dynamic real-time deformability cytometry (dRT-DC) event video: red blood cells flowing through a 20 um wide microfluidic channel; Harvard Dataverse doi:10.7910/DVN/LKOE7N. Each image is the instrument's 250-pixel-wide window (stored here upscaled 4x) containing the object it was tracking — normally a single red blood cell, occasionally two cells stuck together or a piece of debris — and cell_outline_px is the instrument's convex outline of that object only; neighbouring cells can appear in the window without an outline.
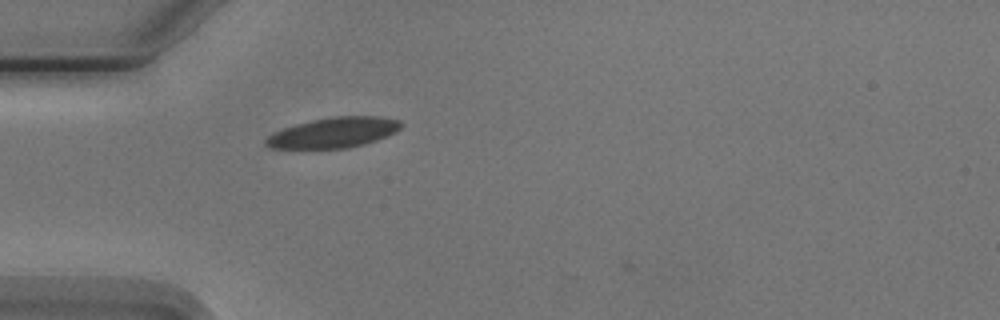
{"species": "Egyptian fruit bat (a non-hibernating species)", "species_latin": "Rousettus aegyptiacus", "temperature_condition": "cold", "stored_images_in_passage": 2, "camera_frame_rate_fps": 3000, "um_per_image_px": 0.085, "animal": {"sex": "male"}, "frame": {"image": 1, "passage_image": 2, "time_ms": 1.0, "image_size_px": [1000, 320], "cell_outline_px": [[404, 124], [396, 132], [388, 136], [364, 144], [348, 148], [272, 148], [264, 144], [264, 140], [268, 136], [284, 128], [296, 124], [312, 120], [332, 116], [380, 116], [400, 120]], "centroid_in_image_um": [28.41, 11.26], "position_along_channel_um": 56.6, "area_um2": 23.87}}